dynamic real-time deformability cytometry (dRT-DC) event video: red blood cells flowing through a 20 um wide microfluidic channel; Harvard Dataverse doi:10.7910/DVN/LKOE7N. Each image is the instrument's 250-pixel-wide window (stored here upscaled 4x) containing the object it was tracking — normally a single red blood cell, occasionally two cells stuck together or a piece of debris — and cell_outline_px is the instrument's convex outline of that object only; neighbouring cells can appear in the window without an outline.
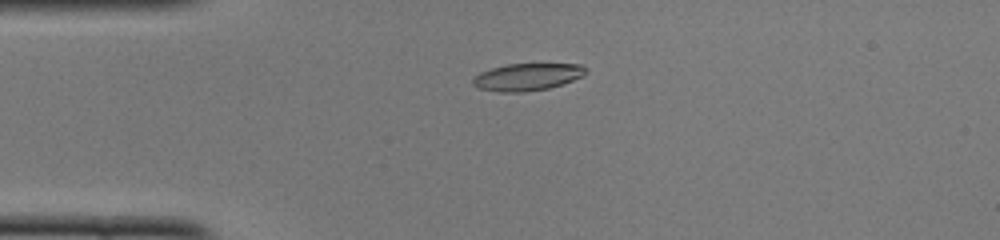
{"species": "common noctule bat (a hibernating species)", "species_latin": "Nyctalus noctula", "temperature_condition": "cold", "stored_images_in_passage": 50, "camera_frame_rate_fps": 3000, "um_per_image_px": 0.085, "animal": {"sex": "female", "body_mass_g": 22.0, "forearm_length_mm": 56.7}, "frame": {"image": 1, "passage_image": 12, "time_ms": 3.667, "image_size_px": [1000, 240], "cell_outline_px": [[588, 72], [584, 76], [548, 88], [524, 92], [500, 92], [480, 88], [472, 84], [472, 80], [480, 72], [492, 68], [508, 64], [580, 64], [588, 68]], "centroid_in_image_um": [44.85, 6.53], "position_along_channel_um": 40.2, "area_um2": 17.8}}
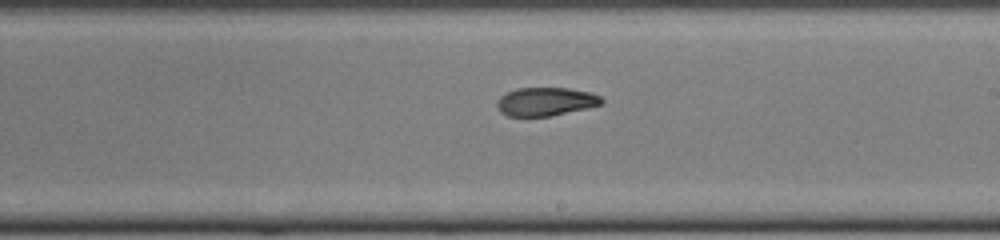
{"frame": {"image": 2, "passage_image": 29, "time_ms": 9.333, "image_size_px": [1000, 240], "cell_outline_px": [[604, 100], [600, 104], [588, 108], [548, 116], [508, 116], [500, 112], [496, 104], [496, 100], [500, 96], [516, 88], [568, 88], [588, 92], [600, 96]], "centroid_in_image_um": [46.34, 8.63], "position_along_channel_um": 242.7, "area_um2": 17.22}}
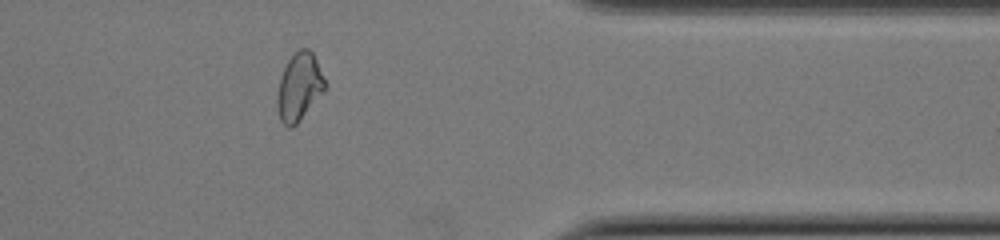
{"frame": {"image": 3, "passage_image": 41, "time_ms": 13.333, "image_size_px": [1000, 240], "cell_outline_px": [[328, 88], [300, 120], [292, 128], [288, 128], [280, 120], [276, 108], [276, 92], [280, 76], [288, 60], [300, 48], [308, 48], [312, 52], [328, 84]], "centroid_in_image_um": [25.43, 7.41], "position_along_channel_um": 386.0, "area_um2": 19.25}, "authors_computed_cell_mechanics": {"area_um2": 18.0914, "velocity_mm_per_s": 3.9936, "shape_relaxation_time_tau1_ms": 6.7023, "shape_relaxation_time_tau2_ms": 3.8689, "deformation_change_tau1": 0.1981, "deformation_change_tau2": 0.0949}}